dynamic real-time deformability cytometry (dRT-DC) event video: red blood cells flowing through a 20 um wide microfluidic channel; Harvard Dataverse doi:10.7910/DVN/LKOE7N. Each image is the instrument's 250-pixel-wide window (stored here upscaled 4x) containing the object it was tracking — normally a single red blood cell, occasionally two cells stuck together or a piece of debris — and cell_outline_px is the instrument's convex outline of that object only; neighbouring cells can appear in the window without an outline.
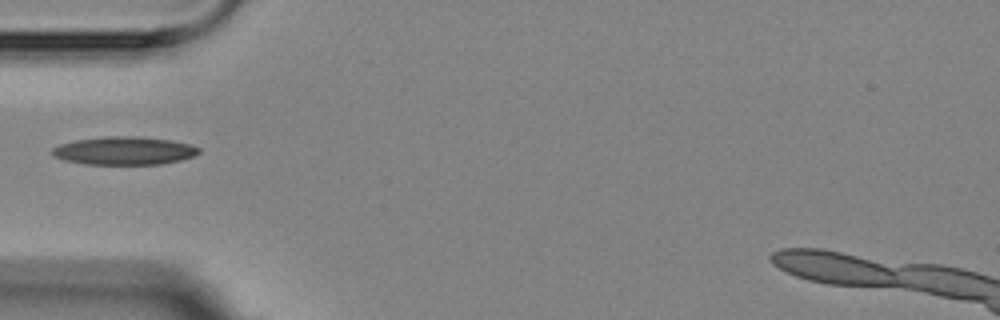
{"species": "Egyptian fruit bat (a non-hibernating species)", "species_latin": "Rousettus aegyptiacus", "temperature_condition": "room temperature", "stored_images_in_passage": 6, "camera_frame_rate_fps": 3000, "um_per_image_px": 0.085, "animal": {"sex": "female"}, "frame": {"image": 1, "passage_image": 4, "time_ms": 4.333, "image_size_px": [1000, 320], "cell_outline_px": [[200, 152], [196, 156], [180, 160], [160, 164], [84, 164], [64, 160], [56, 156], [52, 152], [52, 148], [60, 144], [76, 140], [104, 136], [136, 136], [172, 140], [188, 144], [200, 148]], "centroid_in_image_um": [10.58, 12.81], "position_along_channel_um": 74.4, "area_um2": 23.99}}
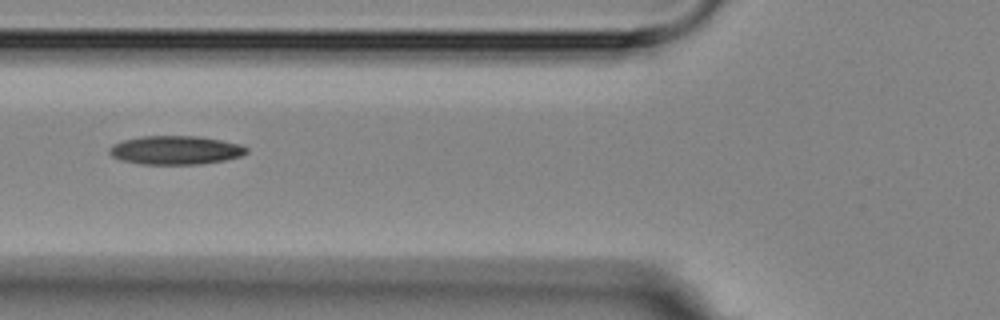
{"frame": {"image": 2, "passage_image": 5, "time_ms": 5.333, "image_size_px": [1000, 320], "cell_outline_px": [[248, 152], [240, 156], [224, 160], [200, 164], [140, 164], [120, 160], [112, 156], [108, 152], [108, 148], [112, 144], [124, 140], [140, 136], [200, 136], [240, 144], [248, 148]], "centroid_in_image_um": [14.89, 12.76], "position_along_channel_um": 110.9, "area_um2": 23.0}}
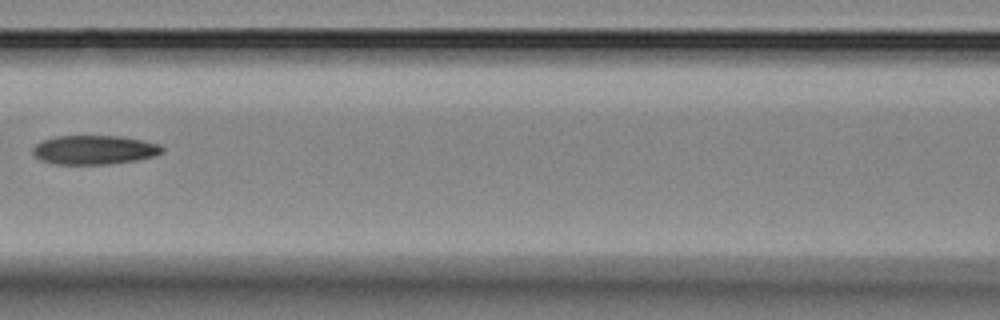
{"frame": {"image": 3, "passage_image": 6, "time_ms": 6.667, "image_size_px": [1000, 320], "cell_outline_px": [[164, 152], [156, 156], [136, 160], [108, 164], [56, 164], [40, 160], [32, 152], [32, 148], [40, 140], [56, 136], [120, 136], [144, 140], [160, 144], [164, 148]], "centroid_in_image_um": [8.03, 12.73], "position_along_channel_um": 158.6, "area_um2": 22.14}}